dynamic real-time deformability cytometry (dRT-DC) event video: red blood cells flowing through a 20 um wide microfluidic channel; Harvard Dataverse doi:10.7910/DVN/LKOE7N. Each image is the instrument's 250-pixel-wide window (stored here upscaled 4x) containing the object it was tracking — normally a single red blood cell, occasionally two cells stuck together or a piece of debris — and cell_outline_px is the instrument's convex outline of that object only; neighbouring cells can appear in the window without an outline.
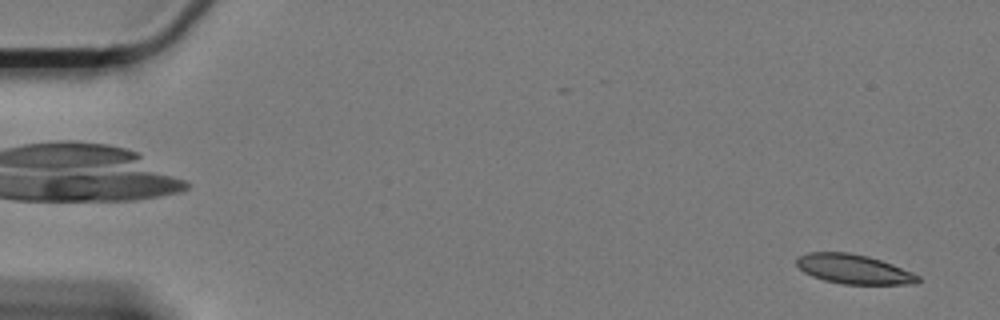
{"species": "Egyptian fruit bat (a non-hibernating species)", "species_latin": "Rousettus aegyptiacus", "temperature_condition": "cold", "stored_images_in_passage": 62, "camera_frame_rate_fps": 3000, "um_per_image_px": 0.085, "animal": {"sex": "female"}, "frame": {"image": 1, "passage_image": 3, "time_ms": 0.667, "image_size_px": [1000, 320], "cell_outline_px": [[920, 280], [916, 284], [844, 284], [824, 280], [812, 276], [804, 272], [796, 264], [796, 256], [808, 252], [848, 252], [868, 256], [892, 264], [912, 272], [920, 276]], "centroid_in_image_um": [72.55, 22.87], "position_along_channel_um": 12.4, "area_um2": 20.87}}
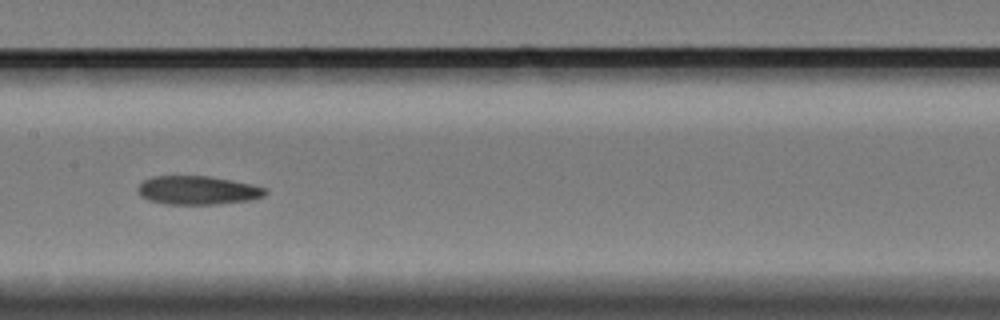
{"frame": {"image": 2, "passage_image": 31, "time_ms": 10.0, "image_size_px": [1000, 320], "cell_outline_px": [[268, 192], [264, 196], [252, 200], [220, 204], [164, 204], [148, 200], [140, 196], [136, 188], [144, 180], [152, 176], [208, 176], [232, 180], [252, 184], [268, 188]], "centroid_in_image_um": [16.82, 16.18], "position_along_channel_um": 190.6, "area_um2": 21.56}}
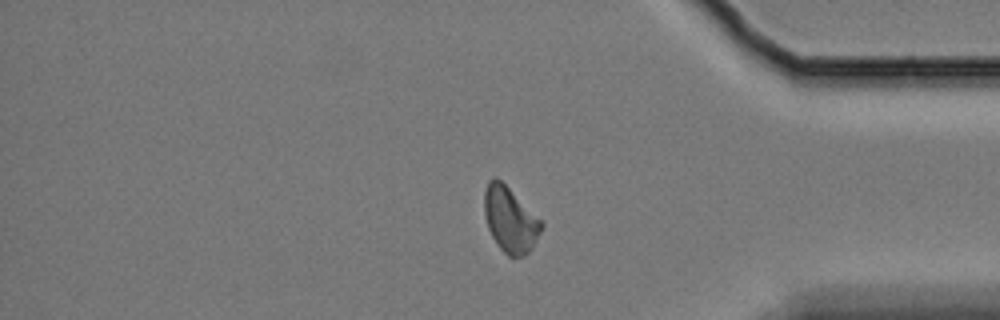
{"frame": {"image": 3, "passage_image": 51, "time_ms": 16.667, "image_size_px": [1000, 320], "cell_outline_px": [[544, 224], [532, 248], [524, 256], [508, 256], [496, 244], [488, 228], [484, 212], [484, 192], [488, 180], [492, 176], [496, 176]], "centroid_in_image_um": [43.33, 18.67], "position_along_channel_um": 391.9, "area_um2": 21.33}, "authors_computed_cell_mechanics": {"area_um2": 21.5594, "velocity_mm_per_s": 3.2869, "shape_relaxation_time_tau1_ms": null, "shape_relaxation_time_tau2_ms": 8.6614, "deformation_change_tau1": null, "deformation_change_tau2": 0.146}}